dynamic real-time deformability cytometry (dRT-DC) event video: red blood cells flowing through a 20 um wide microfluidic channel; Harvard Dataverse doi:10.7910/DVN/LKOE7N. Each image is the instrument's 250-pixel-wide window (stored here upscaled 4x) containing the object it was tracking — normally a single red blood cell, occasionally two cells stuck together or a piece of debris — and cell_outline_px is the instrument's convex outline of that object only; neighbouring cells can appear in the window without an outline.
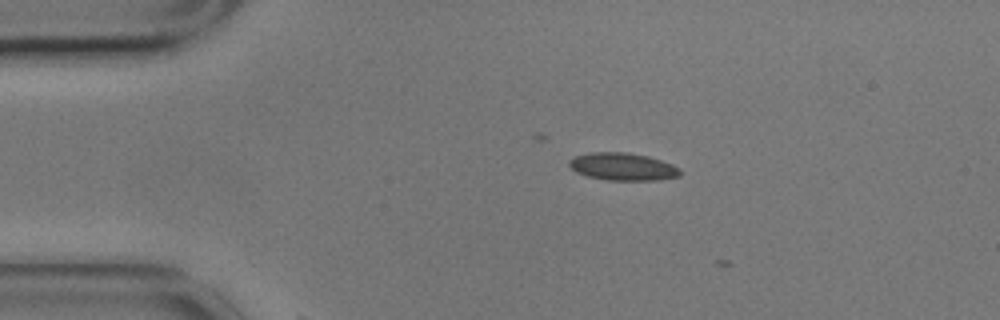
{"species": "common noctule bat (a hibernating species)", "species_latin": "Nyctalus noctula", "temperature_condition": "cold", "stored_images_in_passage": 4, "camera_frame_rate_fps": 3000, "um_per_image_px": 0.085, "animal": {"sex": "male", "body_mass_g": 17.9}, "frame": {"image": 1, "passage_image": 1, "time_ms": 0.0, "image_size_px": [1000, 320], "cell_outline_px": [[680, 176], [660, 180], [608, 180], [588, 176], [576, 172], [568, 164], [568, 160], [576, 156], [592, 152], [628, 152], [648, 156], [672, 164], [680, 168]], "centroid_in_image_um": [52.95, 14.16], "position_along_channel_um": 32.1, "area_um2": 17.8}}